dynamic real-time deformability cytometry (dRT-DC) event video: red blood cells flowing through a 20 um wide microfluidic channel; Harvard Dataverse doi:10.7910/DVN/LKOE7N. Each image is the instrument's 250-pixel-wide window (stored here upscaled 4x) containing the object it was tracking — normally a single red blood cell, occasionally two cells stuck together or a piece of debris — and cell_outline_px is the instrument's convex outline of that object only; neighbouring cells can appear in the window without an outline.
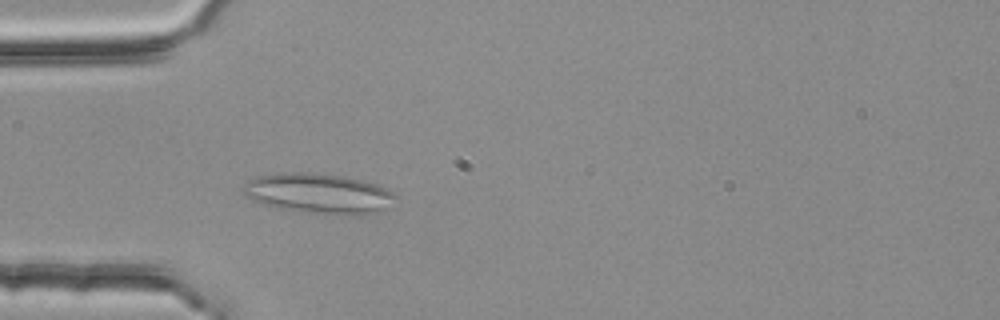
{"species": "common noctule bat (a hibernating species)", "species_latin": "Nyctalus noctula", "temperature_condition": "room temperature", "stored_images_in_passage": 4, "camera_frame_rate_fps": 3000, "um_per_image_px": 0.085, "animal": {"sex": "female", "body_mass_g": 25.1}, "frame": {"image": 1, "passage_image": 4, "time_ms": 1.0, "image_size_px": [1000, 320], "cell_outline_px": [[400, 196], [392, 208], [380, 212], [356, 216], [344, 216], [296, 212], [260, 204], [248, 196], [244, 192], [244, 188], [248, 180], [256, 176], [280, 172], [308, 172], [344, 176], [364, 180], [388, 188], [396, 192]], "centroid_in_image_um": [27.23, 16.48], "position_along_channel_um": 57.8, "area_um2": 36.93}}